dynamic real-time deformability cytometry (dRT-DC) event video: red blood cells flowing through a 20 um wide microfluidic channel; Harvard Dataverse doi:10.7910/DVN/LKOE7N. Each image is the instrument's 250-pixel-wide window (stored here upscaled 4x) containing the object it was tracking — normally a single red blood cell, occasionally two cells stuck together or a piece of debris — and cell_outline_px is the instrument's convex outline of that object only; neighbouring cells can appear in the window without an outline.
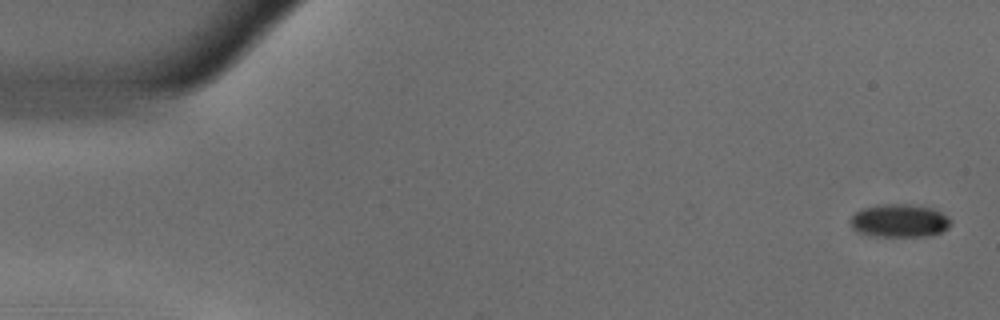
{"species": "common noctule bat (a hibernating species)", "species_latin": "Nyctalus noctula", "temperature_condition": "warm", "stored_images_in_passage": 19, "camera_frame_rate_fps": 3000, "um_per_image_px": 0.085, "animal": {"sex": "male", "body_mass_g": 18.8}, "frame": {"image": 1, "passage_image": 1, "time_ms": 0.0, "image_size_px": [1000, 320], "cell_outline_px": [[952, 224], [948, 228], [940, 232], [928, 236], [872, 236], [856, 232], [852, 228], [848, 220], [856, 212], [864, 208], [876, 204], [908, 204], [932, 208], [948, 216], [952, 220]], "centroid_in_image_um": [76.43, 18.76], "position_along_channel_um": 8.6, "area_um2": 19.59}}
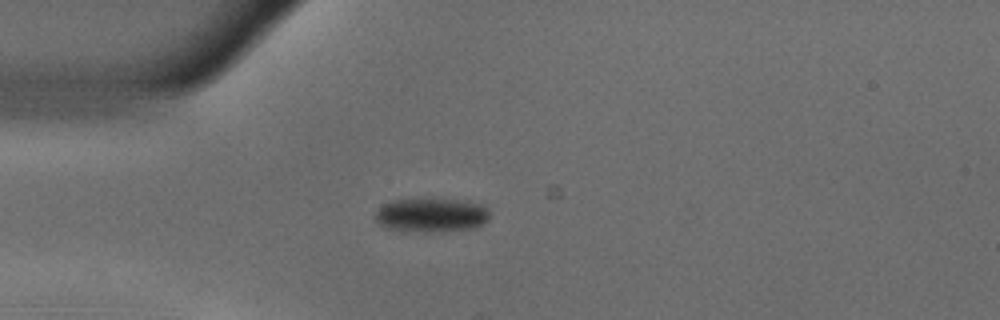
{"frame": {"image": 2, "passage_image": 14, "time_ms": 4.333, "image_size_px": [1000, 320], "cell_outline_px": [[488, 220], [484, 224], [472, 228], [388, 228], [380, 224], [376, 220], [376, 212], [384, 204], [392, 200], [464, 200], [480, 204], [488, 212]], "centroid_in_image_um": [36.69, 18.21], "position_along_channel_um": 48.3, "area_um2": 20.75}}